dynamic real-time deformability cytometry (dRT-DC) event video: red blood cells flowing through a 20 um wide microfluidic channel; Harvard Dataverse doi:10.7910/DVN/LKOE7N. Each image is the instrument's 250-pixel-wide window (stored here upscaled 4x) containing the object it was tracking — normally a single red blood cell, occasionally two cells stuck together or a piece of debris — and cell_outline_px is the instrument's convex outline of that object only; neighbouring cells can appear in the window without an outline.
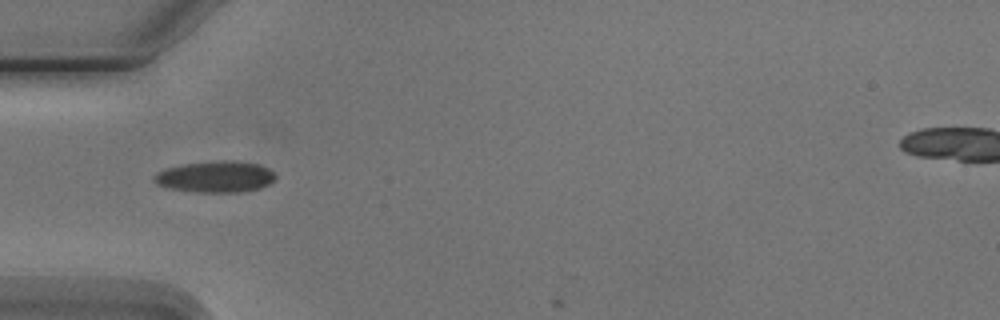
{"species": "Egyptian fruit bat (a non-hibernating species)", "species_latin": "Rousettus aegyptiacus", "temperature_condition": "cold", "stored_images_in_passage": 3, "camera_frame_rate_fps": 3000, "um_per_image_px": 0.085, "animal": {"sex": "male"}, "frame": {"image": 1, "passage_image": 2, "time_ms": 1.333, "image_size_px": [1000, 320], "cell_outline_px": [[276, 176], [268, 184], [260, 188], [240, 192], [192, 192], [168, 188], [156, 184], [152, 180], [152, 176], [156, 172], [164, 168], [184, 164], [224, 160], [236, 160], [260, 164], [268, 168]], "centroid_in_image_um": [18.26, 15.02], "position_along_channel_um": 66.7, "area_um2": 22.37}}